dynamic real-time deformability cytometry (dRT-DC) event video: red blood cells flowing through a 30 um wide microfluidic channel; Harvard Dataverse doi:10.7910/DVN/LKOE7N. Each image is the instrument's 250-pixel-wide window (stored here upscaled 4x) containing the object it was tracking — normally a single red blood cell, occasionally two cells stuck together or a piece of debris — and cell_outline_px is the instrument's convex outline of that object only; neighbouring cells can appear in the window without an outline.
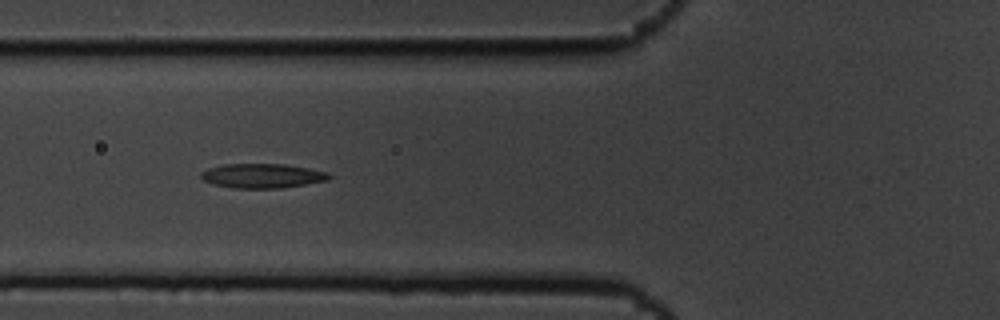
{"species": "common noctule bat (a hibernating species)", "species_latin": "Nyctalus noctula", "temperature_condition": "cold", "stored_images_in_passage": 8, "camera_frame_rate_fps": 3000, "um_per_image_px": 0.085, "animal": {"sex": "male", "body_mass_g": 19.5, "forearm_length_mm": 54.6}, "frame": {"image": 1, "passage_image": 6, "time_ms": 1.667, "image_size_px": [1000, 320], "cell_outline_px": [[332, 176], [328, 180], [280, 188], [236, 188], [212, 184], [204, 180], [200, 176], [200, 172], [208, 168], [224, 164], [284, 164], [308, 168], [328, 172]], "centroid_in_image_um": [22.28, 14.94], "position_along_channel_um": 103.5, "area_um2": 18.15}}
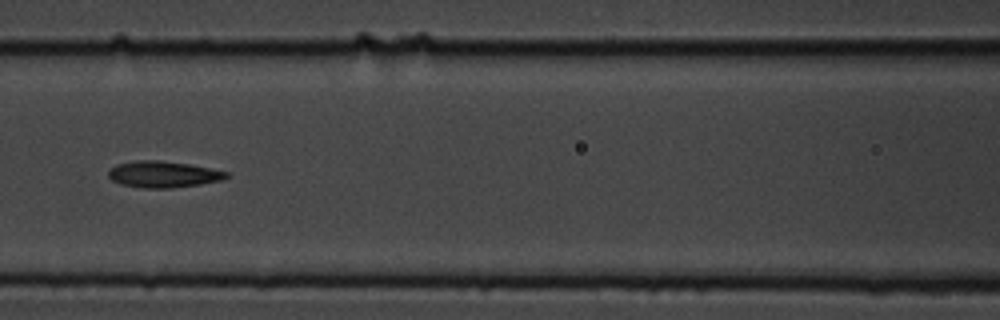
{"frame": {"image": 2, "passage_image": 7, "time_ms": 2.0, "image_size_px": [1000, 320], "cell_outline_px": [[228, 176], [220, 180], [200, 184], [172, 188], [140, 188], [120, 184], [112, 180], [108, 176], [108, 172], [116, 164], [136, 160], [160, 160], [188, 164], [228, 172]], "centroid_in_image_um": [13.82, 14.82], "position_along_channel_um": 152.8, "area_um2": 18.03}}
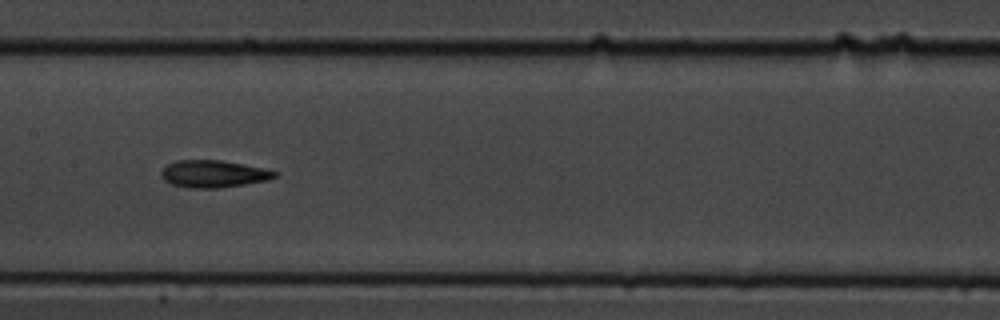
{"frame": {"image": 3, "passage_image": 8, "time_ms": 2.333, "image_size_px": [1000, 320], "cell_outline_px": [[280, 172], [276, 176], [268, 180], [220, 188], [188, 188], [172, 184], [164, 180], [160, 176], [160, 172], [168, 164], [176, 160], [220, 160], [244, 164], [264, 168]], "centroid_in_image_um": [18.15, 14.78], "position_along_channel_um": 189.3, "area_um2": 18.09}}